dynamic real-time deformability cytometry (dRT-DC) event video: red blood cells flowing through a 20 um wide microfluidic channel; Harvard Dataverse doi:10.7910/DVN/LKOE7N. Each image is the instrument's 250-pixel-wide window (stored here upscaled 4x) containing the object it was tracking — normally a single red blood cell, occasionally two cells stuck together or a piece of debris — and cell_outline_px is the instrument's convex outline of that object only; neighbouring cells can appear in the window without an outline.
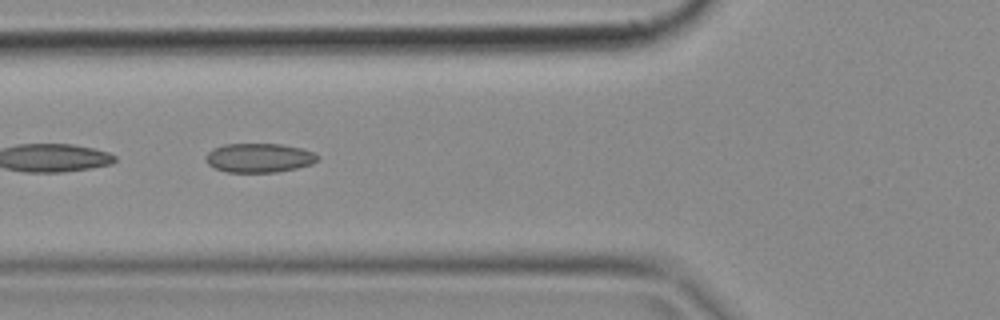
{"species": "common noctule bat (a hibernating species)", "species_latin": "Nyctalus noctula", "temperature_condition": "cold", "stored_images_in_passage": 19, "camera_frame_rate_fps": 3000, "um_per_image_px": 0.085, "animal": {"sex": "female", "body_mass_g": 18.4}, "frame": {"image": 1, "passage_image": 14, "time_ms": 4.333, "image_size_px": [1000, 320], "cell_outline_px": [[320, 156], [312, 164], [296, 168], [276, 172], [228, 172], [212, 168], [208, 164], [204, 156], [212, 148], [224, 144], [280, 144], [300, 148], [312, 152]], "centroid_in_image_um": [21.97, 13.42], "position_along_channel_um": 103.8, "area_um2": 19.02}}